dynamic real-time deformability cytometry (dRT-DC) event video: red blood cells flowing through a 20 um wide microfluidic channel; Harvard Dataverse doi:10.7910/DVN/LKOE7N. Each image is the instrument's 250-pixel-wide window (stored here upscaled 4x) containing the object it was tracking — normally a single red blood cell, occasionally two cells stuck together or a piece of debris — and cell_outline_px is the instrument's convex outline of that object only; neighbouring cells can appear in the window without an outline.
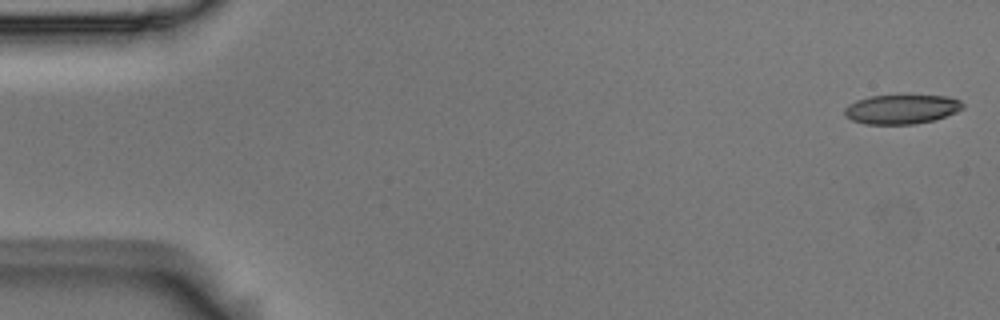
{"species": "Egyptian fruit bat (a non-hibernating species)", "species_latin": "Rousettus aegyptiacus", "temperature_condition": "room temperature", "stored_images_in_passage": 54, "camera_frame_rate_fps": 3000, "um_per_image_px": 0.085, "animal": {"sex": "male"}, "frame": {"image": 1, "passage_image": 1, "time_ms": 0.0, "image_size_px": [1000, 320], "cell_outline_px": [[964, 108], [956, 112], [932, 120], [912, 124], [864, 124], [852, 120], [844, 116], [844, 108], [848, 104], [856, 100], [868, 96], [948, 96], [960, 100], [964, 104]], "centroid_in_image_um": [76.59, 9.28], "position_along_channel_um": 8.4, "area_um2": 20.11}}
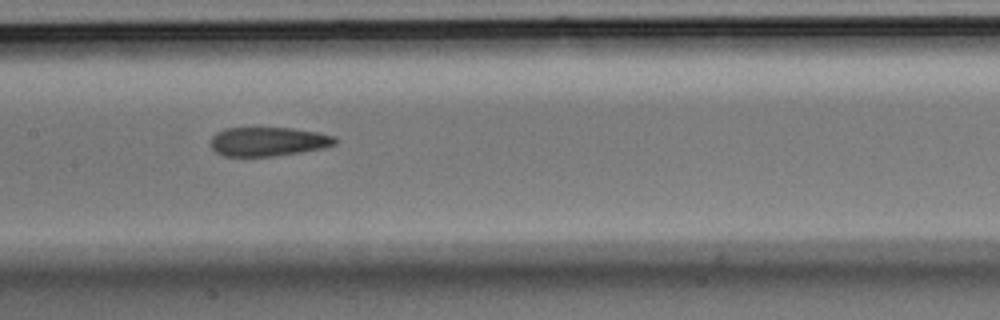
{"frame": {"image": 2, "passage_image": 26, "time_ms": 8.333, "image_size_px": [1000, 320], "cell_outline_px": [[336, 144], [324, 148], [300, 152], [272, 156], [224, 156], [216, 152], [212, 148], [212, 136], [216, 132], [224, 128], [292, 128], [316, 132], [336, 136]], "centroid_in_image_um": [22.8, 12.03], "position_along_channel_um": 184.6, "area_um2": 20.98}}
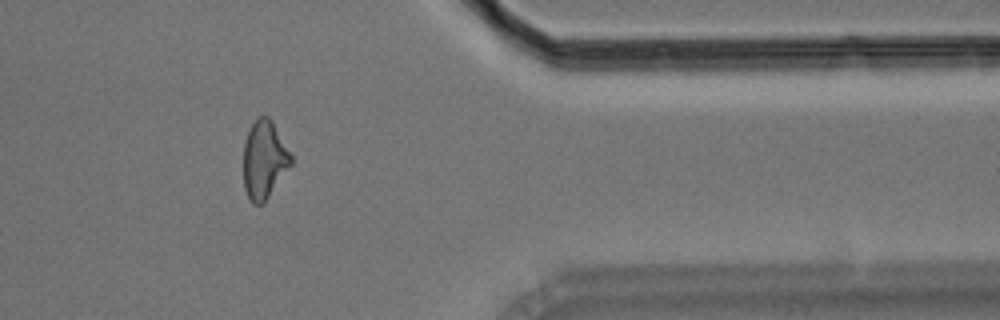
{"frame": {"image": 3, "passage_image": 44, "time_ms": 14.333, "image_size_px": [1000, 320], "cell_outline_px": [[292, 164], [264, 204], [252, 204], [244, 188], [244, 144], [248, 132], [252, 124], [260, 116], [268, 116], [272, 120], [292, 156]], "centroid_in_image_um": [22.47, 13.6], "position_along_channel_um": 388.9, "area_um2": 21.56}, "authors_computed_cell_mechanics": {"area_um2": 21.8195, "velocity_mm_per_s": 3.7227, "shape_relaxation_time_tau1_ms": null, "shape_relaxation_time_tau2_ms": 2.7157, "deformation_change_tau1": null, "deformation_change_tau2": 0.1288}}